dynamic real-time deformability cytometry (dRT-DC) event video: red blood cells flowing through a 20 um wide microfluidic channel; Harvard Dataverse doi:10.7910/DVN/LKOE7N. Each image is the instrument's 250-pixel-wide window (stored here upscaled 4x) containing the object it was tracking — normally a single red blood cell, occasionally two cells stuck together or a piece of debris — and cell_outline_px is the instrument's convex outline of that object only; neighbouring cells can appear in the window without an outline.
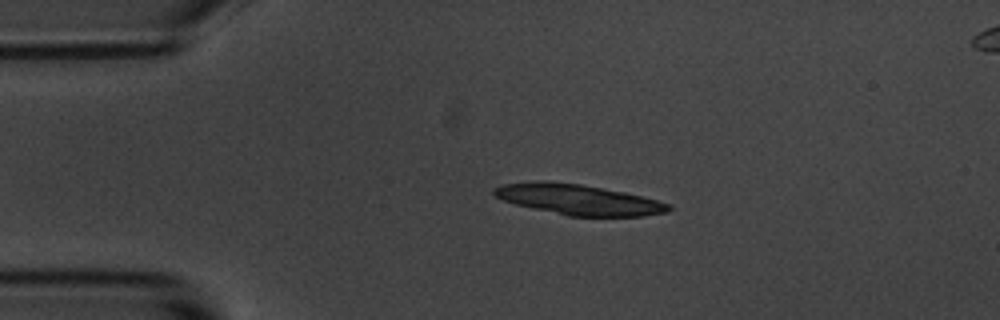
{"species": "common noctule bat (a hibernating species)", "species_latin": "Nyctalus noctula", "temperature_condition": "room temperature", "stored_images_in_passage": 43, "camera_frame_rate_fps": 3000, "um_per_image_px": 0.085, "animal": {"sex": "male", "body_mass_g": 20.1, "forearm_length_mm": 53.5}, "frame": {"image": 1, "passage_image": 1, "time_ms": 0.0, "image_size_px": [1000, 320], "cell_outline_px": [[672, 208], [668, 212], [644, 216], [568, 216], [532, 208], [516, 204], [504, 200], [496, 196], [492, 192], [492, 188], [500, 184], [536, 180], [548, 180], [580, 184], [604, 188], [624, 192], [672, 204]], "centroid_in_image_um": [49.14, 16.95], "position_along_channel_um": 35.9, "area_um2": 31.15}, "authors_computed_cell_mechanics": {"area_um2": 18.9006, "velocity_mm_per_s": 3.682, "shape_relaxation_time_tau1_ms": 2.4126, "shape_relaxation_time_tau2_ms": 2.4487, "deformation_change_tau1": 0.1187, "deformation_change_tau2": 0.0835}}